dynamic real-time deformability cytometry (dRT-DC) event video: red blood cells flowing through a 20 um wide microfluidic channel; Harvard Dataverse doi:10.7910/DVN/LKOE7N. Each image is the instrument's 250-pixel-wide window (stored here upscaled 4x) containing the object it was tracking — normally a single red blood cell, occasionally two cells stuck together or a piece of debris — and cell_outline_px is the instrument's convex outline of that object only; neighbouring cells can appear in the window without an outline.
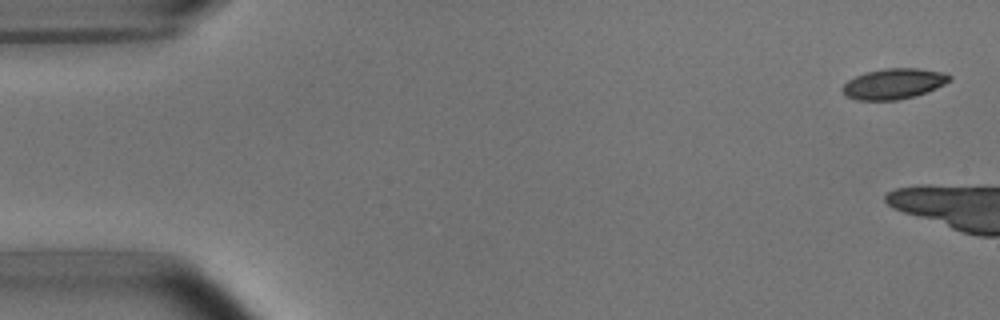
{"species": "common noctule bat (a hibernating species)", "species_latin": "Nyctalus noctula", "temperature_condition": "room temperature", "stored_images_in_passage": 3, "camera_frame_rate_fps": 3000, "um_per_image_px": 0.085, "animal": {"sex": "male", "body_mass_g": 15.6}, "frame": {"image": 1, "passage_image": 1, "time_ms": 0.0, "image_size_px": [1000, 320], "cell_outline_px": [[952, 80], [936, 88], [916, 96], [896, 100], [856, 100], [844, 96], [840, 88], [848, 80], [856, 76], [868, 72], [888, 68], [916, 68], [944, 72], [952, 76]], "centroid_in_image_um": [75.96, 7.13], "position_along_channel_um": 9.0, "area_um2": 19.13}}